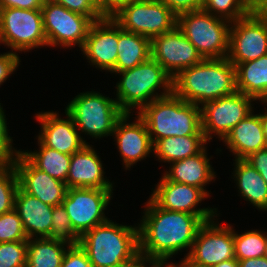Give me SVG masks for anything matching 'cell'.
<instances>
[{
  "label": "cell",
  "instance_id": "5b68a950",
  "mask_svg": "<svg viewBox=\"0 0 267 267\" xmlns=\"http://www.w3.org/2000/svg\"><path fill=\"white\" fill-rule=\"evenodd\" d=\"M137 114L144 120L153 144L167 137L204 136L201 108L174 93L153 100Z\"/></svg>",
  "mask_w": 267,
  "mask_h": 267
},
{
  "label": "cell",
  "instance_id": "b9f144b4",
  "mask_svg": "<svg viewBox=\"0 0 267 267\" xmlns=\"http://www.w3.org/2000/svg\"><path fill=\"white\" fill-rule=\"evenodd\" d=\"M245 160L260 173L267 183V147L251 153Z\"/></svg>",
  "mask_w": 267,
  "mask_h": 267
},
{
  "label": "cell",
  "instance_id": "681fc988",
  "mask_svg": "<svg viewBox=\"0 0 267 267\" xmlns=\"http://www.w3.org/2000/svg\"><path fill=\"white\" fill-rule=\"evenodd\" d=\"M121 267H143V255L139 254L134 260L122 265Z\"/></svg>",
  "mask_w": 267,
  "mask_h": 267
},
{
  "label": "cell",
  "instance_id": "603a6c76",
  "mask_svg": "<svg viewBox=\"0 0 267 267\" xmlns=\"http://www.w3.org/2000/svg\"><path fill=\"white\" fill-rule=\"evenodd\" d=\"M234 159H245L251 153L267 147L260 112H251L232 128L222 141Z\"/></svg>",
  "mask_w": 267,
  "mask_h": 267
},
{
  "label": "cell",
  "instance_id": "f6af8a7d",
  "mask_svg": "<svg viewBox=\"0 0 267 267\" xmlns=\"http://www.w3.org/2000/svg\"><path fill=\"white\" fill-rule=\"evenodd\" d=\"M169 260H172V262ZM173 260L172 258L148 257L143 255V267H179V262L177 263Z\"/></svg>",
  "mask_w": 267,
  "mask_h": 267
},
{
  "label": "cell",
  "instance_id": "3957f363",
  "mask_svg": "<svg viewBox=\"0 0 267 267\" xmlns=\"http://www.w3.org/2000/svg\"><path fill=\"white\" fill-rule=\"evenodd\" d=\"M79 245L93 267H121L140 254L138 224H119L109 218L85 232Z\"/></svg>",
  "mask_w": 267,
  "mask_h": 267
},
{
  "label": "cell",
  "instance_id": "4dcf8cb0",
  "mask_svg": "<svg viewBox=\"0 0 267 267\" xmlns=\"http://www.w3.org/2000/svg\"><path fill=\"white\" fill-rule=\"evenodd\" d=\"M267 246V232L261 229H251L243 233L234 229L235 258L239 260L258 258L265 254Z\"/></svg>",
  "mask_w": 267,
  "mask_h": 267
},
{
  "label": "cell",
  "instance_id": "484cf974",
  "mask_svg": "<svg viewBox=\"0 0 267 267\" xmlns=\"http://www.w3.org/2000/svg\"><path fill=\"white\" fill-rule=\"evenodd\" d=\"M236 89L259 104L267 103V55L236 66Z\"/></svg>",
  "mask_w": 267,
  "mask_h": 267
},
{
  "label": "cell",
  "instance_id": "ee69618b",
  "mask_svg": "<svg viewBox=\"0 0 267 267\" xmlns=\"http://www.w3.org/2000/svg\"><path fill=\"white\" fill-rule=\"evenodd\" d=\"M137 0H104L101 4V10L105 17H111L123 5L132 3Z\"/></svg>",
  "mask_w": 267,
  "mask_h": 267
},
{
  "label": "cell",
  "instance_id": "2e32d148",
  "mask_svg": "<svg viewBox=\"0 0 267 267\" xmlns=\"http://www.w3.org/2000/svg\"><path fill=\"white\" fill-rule=\"evenodd\" d=\"M152 188L150 198L160 207L169 211L186 212L196 216H216L220 214L218 207H200L202 201L209 196L200 188L173 182L163 174ZM199 206V207H198Z\"/></svg>",
  "mask_w": 267,
  "mask_h": 267
},
{
  "label": "cell",
  "instance_id": "d4e9b609",
  "mask_svg": "<svg viewBox=\"0 0 267 267\" xmlns=\"http://www.w3.org/2000/svg\"><path fill=\"white\" fill-rule=\"evenodd\" d=\"M231 179L237 187L238 196L258 211H267V183L260 173L245 159H233Z\"/></svg>",
  "mask_w": 267,
  "mask_h": 267
},
{
  "label": "cell",
  "instance_id": "e575fe53",
  "mask_svg": "<svg viewBox=\"0 0 267 267\" xmlns=\"http://www.w3.org/2000/svg\"><path fill=\"white\" fill-rule=\"evenodd\" d=\"M12 241H28L22 220L15 209L0 215V243Z\"/></svg>",
  "mask_w": 267,
  "mask_h": 267
},
{
  "label": "cell",
  "instance_id": "30bf717a",
  "mask_svg": "<svg viewBox=\"0 0 267 267\" xmlns=\"http://www.w3.org/2000/svg\"><path fill=\"white\" fill-rule=\"evenodd\" d=\"M256 100L242 92L218 98L203 104L201 108V127L207 142L216 137L220 142L234 126L256 109Z\"/></svg>",
  "mask_w": 267,
  "mask_h": 267
},
{
  "label": "cell",
  "instance_id": "83f0119b",
  "mask_svg": "<svg viewBox=\"0 0 267 267\" xmlns=\"http://www.w3.org/2000/svg\"><path fill=\"white\" fill-rule=\"evenodd\" d=\"M207 145L204 136L167 137L153 144V157L160 163L170 164L197 155Z\"/></svg>",
  "mask_w": 267,
  "mask_h": 267
},
{
  "label": "cell",
  "instance_id": "f1b7e54d",
  "mask_svg": "<svg viewBox=\"0 0 267 267\" xmlns=\"http://www.w3.org/2000/svg\"><path fill=\"white\" fill-rule=\"evenodd\" d=\"M37 150H23L21 153L38 169L49 174L51 177L66 183L71 155L63 154L54 149L44 146L37 139Z\"/></svg>",
  "mask_w": 267,
  "mask_h": 267
},
{
  "label": "cell",
  "instance_id": "6da1fadb",
  "mask_svg": "<svg viewBox=\"0 0 267 267\" xmlns=\"http://www.w3.org/2000/svg\"><path fill=\"white\" fill-rule=\"evenodd\" d=\"M139 218V252L148 257L174 258L189 254L201 225L215 216H196L160 208L150 197Z\"/></svg>",
  "mask_w": 267,
  "mask_h": 267
},
{
  "label": "cell",
  "instance_id": "4fadbf2b",
  "mask_svg": "<svg viewBox=\"0 0 267 267\" xmlns=\"http://www.w3.org/2000/svg\"><path fill=\"white\" fill-rule=\"evenodd\" d=\"M219 216L218 214L213 219L205 221L199 228L191 250L185 258L189 263L198 267H213L222 261L235 259V227L231 223H219Z\"/></svg>",
  "mask_w": 267,
  "mask_h": 267
},
{
  "label": "cell",
  "instance_id": "9f6ffc18",
  "mask_svg": "<svg viewBox=\"0 0 267 267\" xmlns=\"http://www.w3.org/2000/svg\"><path fill=\"white\" fill-rule=\"evenodd\" d=\"M99 4H101L104 0H96Z\"/></svg>",
  "mask_w": 267,
  "mask_h": 267
},
{
  "label": "cell",
  "instance_id": "cb8c5ba5",
  "mask_svg": "<svg viewBox=\"0 0 267 267\" xmlns=\"http://www.w3.org/2000/svg\"><path fill=\"white\" fill-rule=\"evenodd\" d=\"M53 207L18 188L14 209L22 220L28 239L50 238Z\"/></svg>",
  "mask_w": 267,
  "mask_h": 267
},
{
  "label": "cell",
  "instance_id": "9a60e30c",
  "mask_svg": "<svg viewBox=\"0 0 267 267\" xmlns=\"http://www.w3.org/2000/svg\"><path fill=\"white\" fill-rule=\"evenodd\" d=\"M124 113L116 122L113 141L122 159L124 171L133 168L134 164L153 156V143L144 120L135 113ZM131 121V122H130ZM152 153V154H151Z\"/></svg>",
  "mask_w": 267,
  "mask_h": 267
},
{
  "label": "cell",
  "instance_id": "8992f818",
  "mask_svg": "<svg viewBox=\"0 0 267 267\" xmlns=\"http://www.w3.org/2000/svg\"><path fill=\"white\" fill-rule=\"evenodd\" d=\"M64 111L72 117L77 130L87 144L90 142L85 140V135L92 140L111 137L116 122L124 114L115 98L103 95L95 89L78 93Z\"/></svg>",
  "mask_w": 267,
  "mask_h": 267
},
{
  "label": "cell",
  "instance_id": "f546056e",
  "mask_svg": "<svg viewBox=\"0 0 267 267\" xmlns=\"http://www.w3.org/2000/svg\"><path fill=\"white\" fill-rule=\"evenodd\" d=\"M68 247L47 237L28 239L26 267H61Z\"/></svg>",
  "mask_w": 267,
  "mask_h": 267
},
{
  "label": "cell",
  "instance_id": "9c48e42d",
  "mask_svg": "<svg viewBox=\"0 0 267 267\" xmlns=\"http://www.w3.org/2000/svg\"><path fill=\"white\" fill-rule=\"evenodd\" d=\"M111 17L123 30L150 40L177 25V15L160 0L134 1L123 5Z\"/></svg>",
  "mask_w": 267,
  "mask_h": 267
},
{
  "label": "cell",
  "instance_id": "7bdbcfd3",
  "mask_svg": "<svg viewBox=\"0 0 267 267\" xmlns=\"http://www.w3.org/2000/svg\"><path fill=\"white\" fill-rule=\"evenodd\" d=\"M45 0H0L1 8L41 10Z\"/></svg>",
  "mask_w": 267,
  "mask_h": 267
},
{
  "label": "cell",
  "instance_id": "bcb514c9",
  "mask_svg": "<svg viewBox=\"0 0 267 267\" xmlns=\"http://www.w3.org/2000/svg\"><path fill=\"white\" fill-rule=\"evenodd\" d=\"M239 267H267V259L262 256L238 261Z\"/></svg>",
  "mask_w": 267,
  "mask_h": 267
},
{
  "label": "cell",
  "instance_id": "ba28073f",
  "mask_svg": "<svg viewBox=\"0 0 267 267\" xmlns=\"http://www.w3.org/2000/svg\"><path fill=\"white\" fill-rule=\"evenodd\" d=\"M0 33L3 46L16 53L48 47L42 10L0 9Z\"/></svg>",
  "mask_w": 267,
  "mask_h": 267
},
{
  "label": "cell",
  "instance_id": "277c9868",
  "mask_svg": "<svg viewBox=\"0 0 267 267\" xmlns=\"http://www.w3.org/2000/svg\"><path fill=\"white\" fill-rule=\"evenodd\" d=\"M116 75L121 77L114 86V96L124 113L136 110L137 114L153 100L173 93V78L151 57L132 69L116 72Z\"/></svg>",
  "mask_w": 267,
  "mask_h": 267
},
{
  "label": "cell",
  "instance_id": "f907efd6",
  "mask_svg": "<svg viewBox=\"0 0 267 267\" xmlns=\"http://www.w3.org/2000/svg\"><path fill=\"white\" fill-rule=\"evenodd\" d=\"M213 267H239V264L238 260L235 258L222 261L221 263L214 265Z\"/></svg>",
  "mask_w": 267,
  "mask_h": 267
},
{
  "label": "cell",
  "instance_id": "1f68e13d",
  "mask_svg": "<svg viewBox=\"0 0 267 267\" xmlns=\"http://www.w3.org/2000/svg\"><path fill=\"white\" fill-rule=\"evenodd\" d=\"M201 9L233 22L246 16L253 8L246 0H203Z\"/></svg>",
  "mask_w": 267,
  "mask_h": 267
},
{
  "label": "cell",
  "instance_id": "816d5d0a",
  "mask_svg": "<svg viewBox=\"0 0 267 267\" xmlns=\"http://www.w3.org/2000/svg\"><path fill=\"white\" fill-rule=\"evenodd\" d=\"M180 259H182L179 261L180 267H198V266H195V265L189 263L185 258H180Z\"/></svg>",
  "mask_w": 267,
  "mask_h": 267
},
{
  "label": "cell",
  "instance_id": "4316f807",
  "mask_svg": "<svg viewBox=\"0 0 267 267\" xmlns=\"http://www.w3.org/2000/svg\"><path fill=\"white\" fill-rule=\"evenodd\" d=\"M117 46V62L111 74L132 69L151 57V40L140 34L123 30L119 25Z\"/></svg>",
  "mask_w": 267,
  "mask_h": 267
},
{
  "label": "cell",
  "instance_id": "60d3db41",
  "mask_svg": "<svg viewBox=\"0 0 267 267\" xmlns=\"http://www.w3.org/2000/svg\"><path fill=\"white\" fill-rule=\"evenodd\" d=\"M177 16L184 12L196 11L202 8L203 0H160Z\"/></svg>",
  "mask_w": 267,
  "mask_h": 267
},
{
  "label": "cell",
  "instance_id": "ab89813d",
  "mask_svg": "<svg viewBox=\"0 0 267 267\" xmlns=\"http://www.w3.org/2000/svg\"><path fill=\"white\" fill-rule=\"evenodd\" d=\"M21 58L18 53L7 51L0 54V87L6 80L16 73L17 68H19Z\"/></svg>",
  "mask_w": 267,
  "mask_h": 267
},
{
  "label": "cell",
  "instance_id": "8d00e7d4",
  "mask_svg": "<svg viewBox=\"0 0 267 267\" xmlns=\"http://www.w3.org/2000/svg\"><path fill=\"white\" fill-rule=\"evenodd\" d=\"M8 124L5 109H3V104L0 103V159L5 163H11L21 151V149L18 150L14 147L13 137L9 135Z\"/></svg>",
  "mask_w": 267,
  "mask_h": 267
},
{
  "label": "cell",
  "instance_id": "ac0fdd59",
  "mask_svg": "<svg viewBox=\"0 0 267 267\" xmlns=\"http://www.w3.org/2000/svg\"><path fill=\"white\" fill-rule=\"evenodd\" d=\"M64 113L65 118L53 110L35 113V120L40 124L36 139L48 148L72 155L87 143L82 139L72 117L66 111Z\"/></svg>",
  "mask_w": 267,
  "mask_h": 267
},
{
  "label": "cell",
  "instance_id": "74e56055",
  "mask_svg": "<svg viewBox=\"0 0 267 267\" xmlns=\"http://www.w3.org/2000/svg\"><path fill=\"white\" fill-rule=\"evenodd\" d=\"M70 11L88 16L93 22L100 21L105 16L96 0H53Z\"/></svg>",
  "mask_w": 267,
  "mask_h": 267
},
{
  "label": "cell",
  "instance_id": "5bb4252c",
  "mask_svg": "<svg viewBox=\"0 0 267 267\" xmlns=\"http://www.w3.org/2000/svg\"><path fill=\"white\" fill-rule=\"evenodd\" d=\"M114 189L69 188L62 204L74 232L81 237L95 226L106 222L107 211Z\"/></svg>",
  "mask_w": 267,
  "mask_h": 267
},
{
  "label": "cell",
  "instance_id": "f5cc1de1",
  "mask_svg": "<svg viewBox=\"0 0 267 267\" xmlns=\"http://www.w3.org/2000/svg\"><path fill=\"white\" fill-rule=\"evenodd\" d=\"M5 164L3 160L0 159V168Z\"/></svg>",
  "mask_w": 267,
  "mask_h": 267
},
{
  "label": "cell",
  "instance_id": "8fae6325",
  "mask_svg": "<svg viewBox=\"0 0 267 267\" xmlns=\"http://www.w3.org/2000/svg\"><path fill=\"white\" fill-rule=\"evenodd\" d=\"M41 10L48 47L71 50L77 46L79 51L83 48L94 23L88 16L70 11L53 0H45Z\"/></svg>",
  "mask_w": 267,
  "mask_h": 267
},
{
  "label": "cell",
  "instance_id": "52a82bcc",
  "mask_svg": "<svg viewBox=\"0 0 267 267\" xmlns=\"http://www.w3.org/2000/svg\"><path fill=\"white\" fill-rule=\"evenodd\" d=\"M176 26L203 59L228 57L230 21L200 9L179 14Z\"/></svg>",
  "mask_w": 267,
  "mask_h": 267
},
{
  "label": "cell",
  "instance_id": "c3c4849f",
  "mask_svg": "<svg viewBox=\"0 0 267 267\" xmlns=\"http://www.w3.org/2000/svg\"><path fill=\"white\" fill-rule=\"evenodd\" d=\"M253 9H267V0H246Z\"/></svg>",
  "mask_w": 267,
  "mask_h": 267
},
{
  "label": "cell",
  "instance_id": "836d02e7",
  "mask_svg": "<svg viewBox=\"0 0 267 267\" xmlns=\"http://www.w3.org/2000/svg\"><path fill=\"white\" fill-rule=\"evenodd\" d=\"M50 239L63 242L69 246L79 244L80 237L74 232L63 204L53 207Z\"/></svg>",
  "mask_w": 267,
  "mask_h": 267
},
{
  "label": "cell",
  "instance_id": "d6a6232c",
  "mask_svg": "<svg viewBox=\"0 0 267 267\" xmlns=\"http://www.w3.org/2000/svg\"><path fill=\"white\" fill-rule=\"evenodd\" d=\"M18 188L19 180L16 168L12 163H5L0 168V215L14 209Z\"/></svg>",
  "mask_w": 267,
  "mask_h": 267
},
{
  "label": "cell",
  "instance_id": "44dd1931",
  "mask_svg": "<svg viewBox=\"0 0 267 267\" xmlns=\"http://www.w3.org/2000/svg\"><path fill=\"white\" fill-rule=\"evenodd\" d=\"M94 146L86 144L71 155L66 185L69 188L113 189L114 181L105 175V167Z\"/></svg>",
  "mask_w": 267,
  "mask_h": 267
},
{
  "label": "cell",
  "instance_id": "7c38bea8",
  "mask_svg": "<svg viewBox=\"0 0 267 267\" xmlns=\"http://www.w3.org/2000/svg\"><path fill=\"white\" fill-rule=\"evenodd\" d=\"M267 55V9L231 22L228 60L235 65Z\"/></svg>",
  "mask_w": 267,
  "mask_h": 267
},
{
  "label": "cell",
  "instance_id": "7dc6e473",
  "mask_svg": "<svg viewBox=\"0 0 267 267\" xmlns=\"http://www.w3.org/2000/svg\"><path fill=\"white\" fill-rule=\"evenodd\" d=\"M262 105L264 106L265 111H261L260 113V119L262 122V128H263V132H264V136H265V140L267 142V103H262Z\"/></svg>",
  "mask_w": 267,
  "mask_h": 267
},
{
  "label": "cell",
  "instance_id": "11a10c76",
  "mask_svg": "<svg viewBox=\"0 0 267 267\" xmlns=\"http://www.w3.org/2000/svg\"><path fill=\"white\" fill-rule=\"evenodd\" d=\"M3 45L2 39H1V33H0V45ZM1 54V53H0Z\"/></svg>",
  "mask_w": 267,
  "mask_h": 267
},
{
  "label": "cell",
  "instance_id": "f35d334b",
  "mask_svg": "<svg viewBox=\"0 0 267 267\" xmlns=\"http://www.w3.org/2000/svg\"><path fill=\"white\" fill-rule=\"evenodd\" d=\"M61 267H93L85 250L78 244L69 246L65 252Z\"/></svg>",
  "mask_w": 267,
  "mask_h": 267
},
{
  "label": "cell",
  "instance_id": "ffe728a7",
  "mask_svg": "<svg viewBox=\"0 0 267 267\" xmlns=\"http://www.w3.org/2000/svg\"><path fill=\"white\" fill-rule=\"evenodd\" d=\"M16 168L19 187L27 194L51 206L62 204L67 185L36 168L21 152L11 162Z\"/></svg>",
  "mask_w": 267,
  "mask_h": 267
},
{
  "label": "cell",
  "instance_id": "db71d44e",
  "mask_svg": "<svg viewBox=\"0 0 267 267\" xmlns=\"http://www.w3.org/2000/svg\"><path fill=\"white\" fill-rule=\"evenodd\" d=\"M264 257L267 259V246H266Z\"/></svg>",
  "mask_w": 267,
  "mask_h": 267
},
{
  "label": "cell",
  "instance_id": "7a4b0ae2",
  "mask_svg": "<svg viewBox=\"0 0 267 267\" xmlns=\"http://www.w3.org/2000/svg\"><path fill=\"white\" fill-rule=\"evenodd\" d=\"M236 91V67L228 58L203 59L173 78V93L199 107Z\"/></svg>",
  "mask_w": 267,
  "mask_h": 267
},
{
  "label": "cell",
  "instance_id": "7402d4cb",
  "mask_svg": "<svg viewBox=\"0 0 267 267\" xmlns=\"http://www.w3.org/2000/svg\"><path fill=\"white\" fill-rule=\"evenodd\" d=\"M208 147L206 146L197 155L170 163L169 169L166 168L162 174L170 181L200 188L211 197L212 194L206 190V186L216 180L217 172L211 165L210 160L213 156H209Z\"/></svg>",
  "mask_w": 267,
  "mask_h": 267
},
{
  "label": "cell",
  "instance_id": "d6986e66",
  "mask_svg": "<svg viewBox=\"0 0 267 267\" xmlns=\"http://www.w3.org/2000/svg\"><path fill=\"white\" fill-rule=\"evenodd\" d=\"M118 24L112 17H104L94 22L80 50L90 66L111 72L117 62Z\"/></svg>",
  "mask_w": 267,
  "mask_h": 267
},
{
  "label": "cell",
  "instance_id": "d590c367",
  "mask_svg": "<svg viewBox=\"0 0 267 267\" xmlns=\"http://www.w3.org/2000/svg\"><path fill=\"white\" fill-rule=\"evenodd\" d=\"M27 241L0 243V267H26Z\"/></svg>",
  "mask_w": 267,
  "mask_h": 267
},
{
  "label": "cell",
  "instance_id": "e0dca14e",
  "mask_svg": "<svg viewBox=\"0 0 267 267\" xmlns=\"http://www.w3.org/2000/svg\"><path fill=\"white\" fill-rule=\"evenodd\" d=\"M151 58L174 78L185 68L200 63L203 58L196 47L176 26L172 31L151 39Z\"/></svg>",
  "mask_w": 267,
  "mask_h": 267
}]
</instances>
